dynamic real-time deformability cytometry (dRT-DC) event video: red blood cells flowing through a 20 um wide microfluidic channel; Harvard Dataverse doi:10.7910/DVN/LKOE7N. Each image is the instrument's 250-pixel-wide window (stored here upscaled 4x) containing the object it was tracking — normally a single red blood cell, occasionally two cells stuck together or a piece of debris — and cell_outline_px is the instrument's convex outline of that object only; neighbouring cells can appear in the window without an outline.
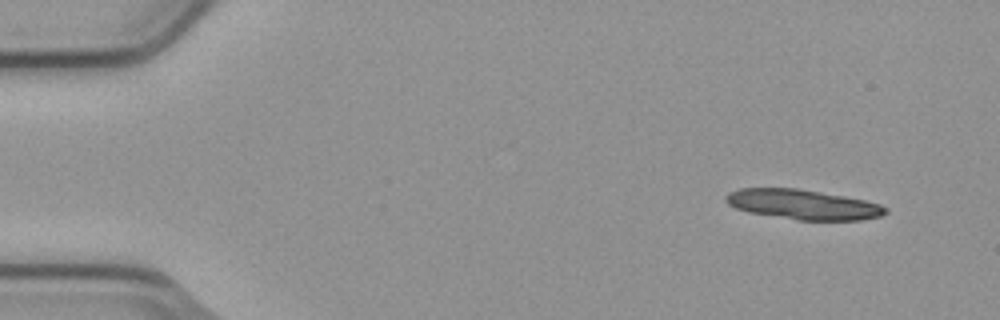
{"species": "common noctule bat (a hibernating species)", "species_latin": "Nyctalus noctula", "temperature_condition": "cold", "stored_images_in_passage": 4, "camera_frame_rate_fps": 3000, "um_per_image_px": 0.085, "animal": {"sex": "male", "body_mass_g": 23.1, "forearm_length_mm": 52.7}, "frame": {"image": 1, "passage_image": 1, "time_ms": 0.0, "image_size_px": [1000, 320], "cell_outline_px": [[888, 212], [880, 216], [860, 220], [796, 220], [748, 212], [736, 208], [728, 204], [724, 200], [724, 196], [728, 192], [740, 188], [796, 188], [844, 196], [864, 200], [880, 204], [888, 208]], "centroid_in_image_um": [68.22, 17.38], "position_along_channel_um": 16.8, "area_um2": 27.86}}